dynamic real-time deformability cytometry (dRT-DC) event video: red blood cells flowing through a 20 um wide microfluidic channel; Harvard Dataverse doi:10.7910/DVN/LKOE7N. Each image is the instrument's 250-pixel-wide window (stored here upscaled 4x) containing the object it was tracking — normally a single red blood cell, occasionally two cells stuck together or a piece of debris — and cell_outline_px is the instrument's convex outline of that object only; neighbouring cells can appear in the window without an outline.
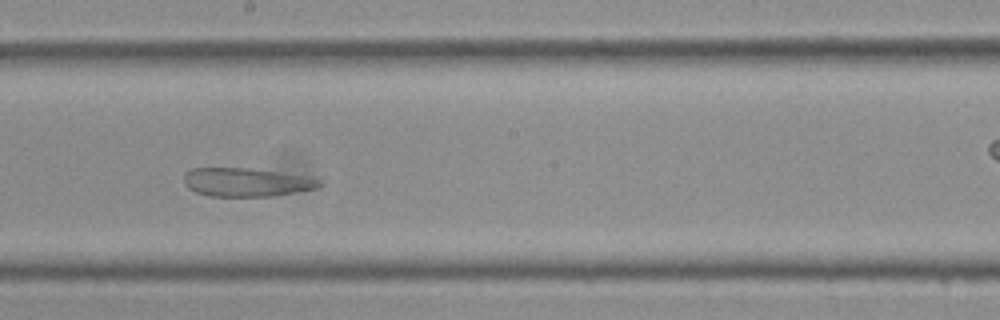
{"species": "Egyptian fruit bat (a non-hibernating species)", "species_latin": "Rousettus aegyptiacus", "temperature_condition": "cold", "stored_images_in_passage": 38, "camera_frame_rate_fps": 3000, "um_per_image_px": 0.085, "frame": {"image": 1, "passage_image": 20, "time_ms": 6.333, "image_size_px": [1000, 320], "cell_outline_px": [[324, 184], [316, 188], [272, 196], [208, 196], [196, 192], [188, 188], [184, 184], [184, 172], [192, 168], [248, 168], [280, 172], [304, 176], [320, 180]], "centroid_in_image_um": [20.9, 15.48], "position_along_channel_um": 227.3, "area_um2": 22.48}}
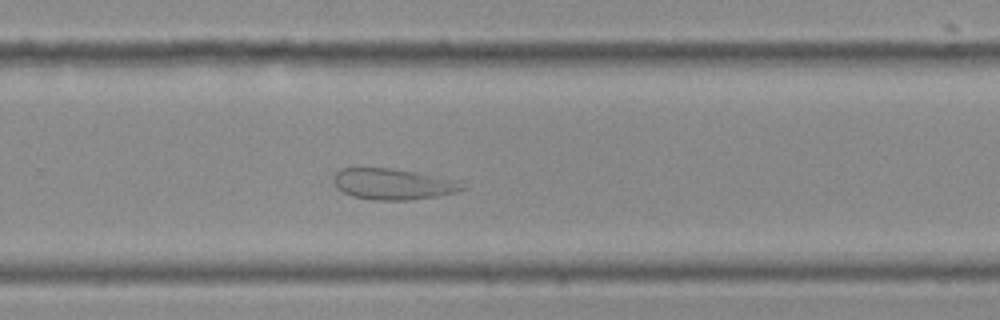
{"frame": {"image": 2, "passage_image": 24, "time_ms": 7.667, "image_size_px": [1000, 320], "cell_outline_px": [[468, 188], [456, 192], [436, 196], [408, 200], [372, 200], [352, 196], [336, 188], [332, 184], [332, 176], [336, 172], [344, 168], [392, 168], [416, 172], [456, 180]], "centroid_in_image_um": [33.36, 15.65], "position_along_channel_um": 296.4, "area_um2": 23.35}}
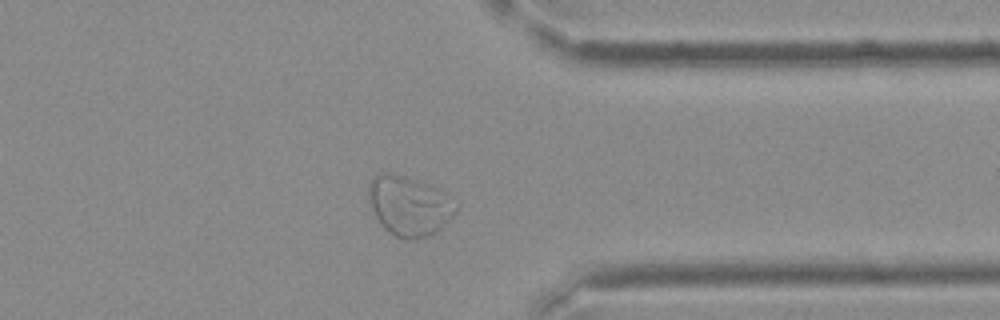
{"frame": {"image": 3, "passage_image": 29, "time_ms": 9.333, "image_size_px": [1000, 320], "cell_outline_px": [[460, 208], [440, 228], [428, 236], [412, 240], [404, 240], [396, 236], [384, 228], [376, 216], [372, 208], [368, 196], [368, 184], [372, 176], [384, 172], [388, 172], [404, 176], [416, 180], [448, 192]], "centroid_in_image_um": [34.79, 17.48], "position_along_channel_um": 376.6, "area_um2": 30.52}}